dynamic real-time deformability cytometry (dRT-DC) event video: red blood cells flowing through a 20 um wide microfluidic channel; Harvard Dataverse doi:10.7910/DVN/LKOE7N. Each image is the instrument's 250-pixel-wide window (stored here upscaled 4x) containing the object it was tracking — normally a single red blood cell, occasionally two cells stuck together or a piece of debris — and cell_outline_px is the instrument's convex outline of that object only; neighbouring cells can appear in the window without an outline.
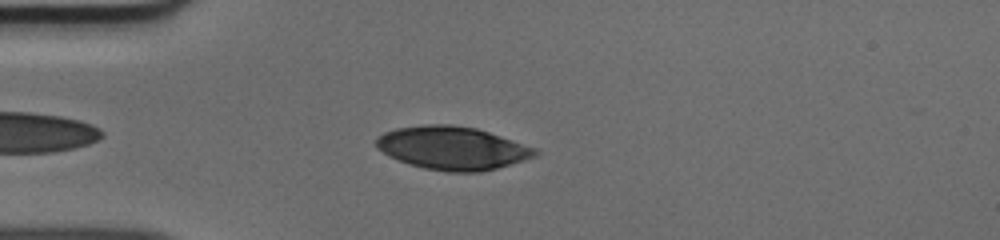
{"species": "human", "species_latin": "Homo sapiens", "temperature_condition": "cold", "stored_images_in_passage": 38, "camera_frame_rate_fps": 3000, "um_per_image_px": 0.085, "donor": {"sex": "male"}, "frame": {"image": 1, "passage_image": 5, "time_ms": 1.333, "image_size_px": [1000, 240], "cell_outline_px": [[540, 152], [536, 156], [496, 168], [480, 172], [448, 172], [424, 168], [408, 164], [388, 156], [376, 148], [376, 136], [384, 132], [396, 128], [424, 124], [452, 124], [476, 128], [536, 148]], "centroid_in_image_um": [38.41, 12.58], "position_along_channel_um": 46.6, "area_um2": 40.06}}
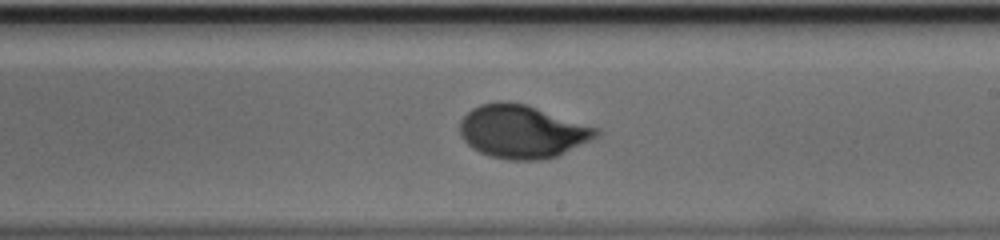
{"frame": {"image": 2, "passage_image": 21, "time_ms": 6.667, "image_size_px": [1000, 240], "cell_outline_px": [[600, 136], [556, 156], [544, 160], [508, 160], [488, 156], [472, 148], [464, 140], [460, 132], [460, 120], [472, 108], [480, 104], [500, 100], [524, 104], [600, 128]], "centroid_in_image_um": [44.39, 11.19], "position_along_channel_um": 244.6, "area_um2": 42.25}}
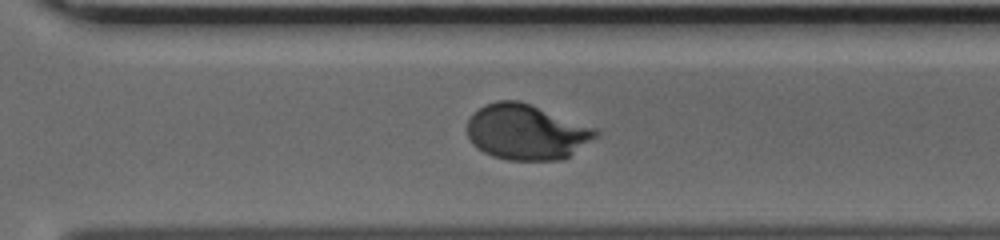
{"frame": {"image": 3, "passage_image": 27, "time_ms": 8.667, "image_size_px": [1000, 240], "cell_outline_px": [[600, 132], [596, 136], [568, 156], [560, 160], [508, 160], [492, 156], [476, 148], [472, 144], [468, 136], [468, 120], [472, 112], [484, 104], [496, 100], [520, 100], [596, 128]], "centroid_in_image_um": [44.69, 11.21], "position_along_channel_um": 325.9, "area_um2": 41.5}}